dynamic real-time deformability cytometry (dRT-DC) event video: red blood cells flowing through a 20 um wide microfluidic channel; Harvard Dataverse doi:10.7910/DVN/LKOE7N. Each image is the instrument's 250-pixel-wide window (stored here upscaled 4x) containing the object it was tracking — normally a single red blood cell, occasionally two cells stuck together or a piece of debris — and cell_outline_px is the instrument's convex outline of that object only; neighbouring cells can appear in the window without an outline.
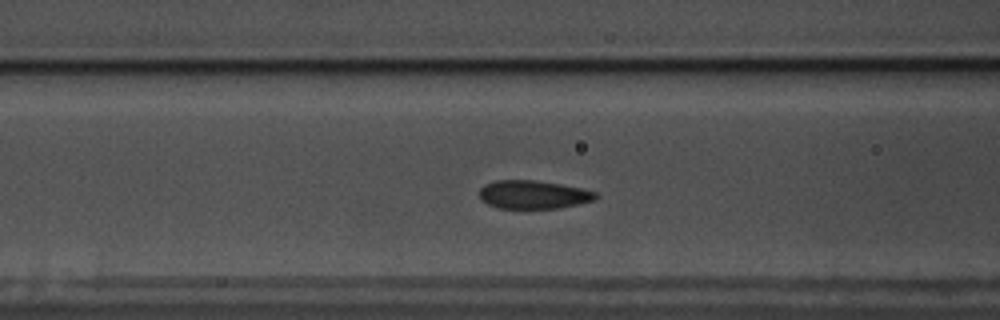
{"species": "common noctule bat (a hibernating species)", "species_latin": "Nyctalus noctula", "temperature_condition": "warm", "stored_images_in_passage": 41, "camera_frame_rate_fps": 3000, "um_per_image_px": 0.085, "animal": {"sex": "male", "body_mass_g": 17.5, "forearm_length_mm": 52.3}, "frame": {"image": 1, "passage_image": 6, "time_ms": 1.667, "image_size_px": [1000, 320], "cell_outline_px": [[596, 200], [556, 208], [496, 208], [480, 200], [480, 188], [484, 184], [492, 180], [532, 180], [560, 184], [580, 188], [596, 192]], "centroid_in_image_um": [45.27, 16.53], "position_along_channel_um": 121.3, "area_um2": 19.13}}
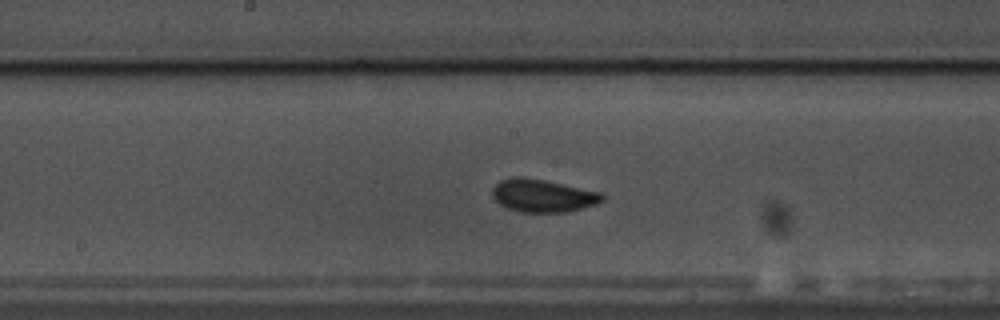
{"frame": {"image": 2, "passage_image": 13, "time_ms": 4.0, "image_size_px": [1000, 320], "cell_outline_px": [[604, 200], [596, 204], [568, 212], [520, 212], [508, 208], [500, 204], [492, 196], [492, 188], [500, 180], [516, 176], [520, 176], [544, 180], [600, 192], [604, 196]], "centroid_in_image_um": [46.12, 16.63], "position_along_channel_um": 202.1, "area_um2": 20.92}}
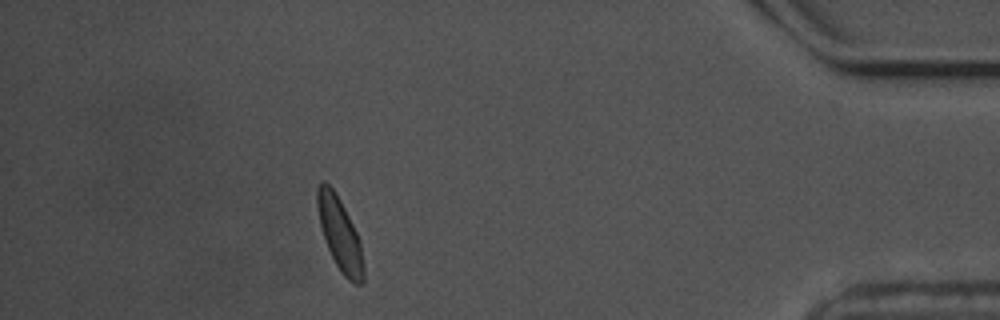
{"frame": {"image": 3, "passage_image": 35, "time_ms": 11.333, "image_size_px": [1000, 320], "cell_outline_px": [[364, 280], [360, 284], [356, 284], [348, 280], [340, 272], [328, 248], [320, 224], [316, 204], [316, 188], [320, 180], [324, 180], [332, 188], [340, 200], [360, 240], [364, 264]], "centroid_in_image_um": [28.88, 19.89], "position_along_channel_um": 406.3, "area_um2": 19.54}, "authors_computed_cell_mechanics": {"area_um2": 19.4208, "velocity_mm_per_s": 3.4819, "shape_relaxation_time_tau1_ms": 2.3822, "shape_relaxation_time_tau2_ms": null, "deformation_change_tau1": 0.0781, "deformation_change_tau2": null}}